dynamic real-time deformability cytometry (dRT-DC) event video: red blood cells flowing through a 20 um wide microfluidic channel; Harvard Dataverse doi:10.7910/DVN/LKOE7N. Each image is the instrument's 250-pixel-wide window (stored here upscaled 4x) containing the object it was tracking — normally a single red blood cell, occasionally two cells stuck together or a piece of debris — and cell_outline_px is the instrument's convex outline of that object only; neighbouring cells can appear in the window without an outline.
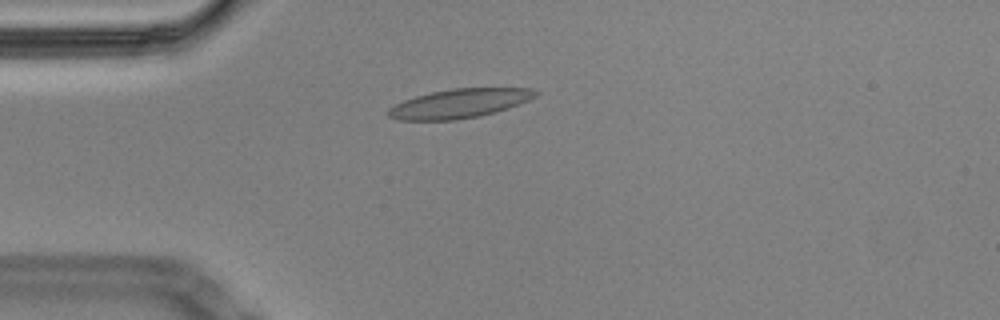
{"species": "Egyptian fruit bat (a non-hibernating species)", "species_latin": "Rousettus aegyptiacus", "temperature_condition": "cold", "stored_images_in_passage": 44, "camera_frame_rate_fps": 3000, "um_per_image_px": 0.085, "animal": {"sex": "male"}, "frame": {"image": 1, "passage_image": 1, "time_ms": 0.0, "image_size_px": [1000, 320], "cell_outline_px": [[540, 92], [536, 96], [528, 100], [508, 108], [496, 112], [480, 116], [456, 120], [400, 120], [388, 116], [388, 108], [404, 100], [416, 96], [432, 92], [452, 88], [532, 88]], "centroid_in_image_um": [39.07, 8.79], "position_along_channel_um": 45.9, "area_um2": 24.91}}
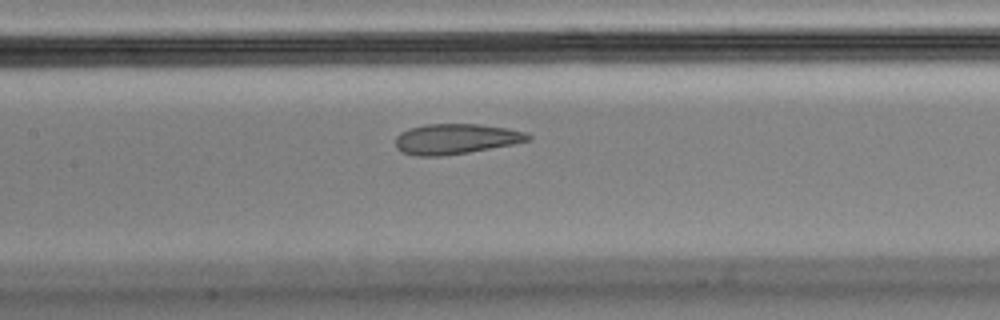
{"frame": {"image": 2, "passage_image": 13, "time_ms": 4.0, "image_size_px": [1000, 320], "cell_outline_px": [[532, 140], [512, 144], [468, 152], [440, 156], [416, 156], [400, 152], [396, 148], [396, 136], [400, 132], [408, 128], [424, 124], [480, 124], [508, 128], [524, 132], [532, 136]], "centroid_in_image_um": [38.71, 11.8], "position_along_channel_um": 168.7, "area_um2": 23.52}}
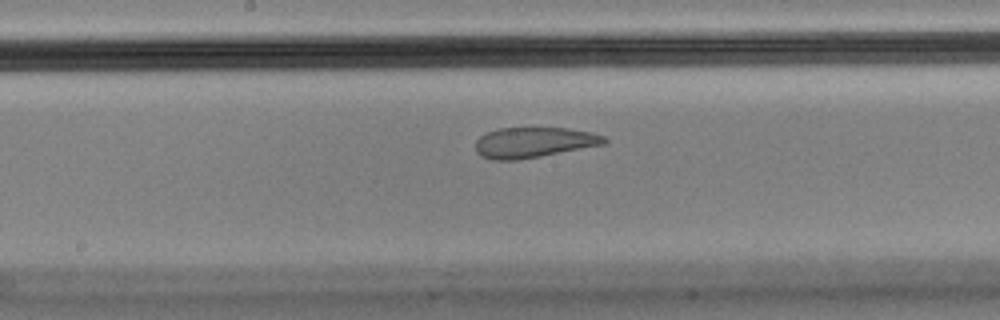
{"frame": {"image": 3, "passage_image": 16, "time_ms": 5.0, "image_size_px": [1000, 320], "cell_outline_px": [[608, 140], [604, 144], [540, 156], [516, 160], [492, 160], [480, 156], [476, 152], [476, 140], [480, 136], [496, 128], [568, 128], [592, 132], [604, 136]], "centroid_in_image_um": [45.34, 12.1], "position_along_channel_um": 202.9, "area_um2": 22.77}}